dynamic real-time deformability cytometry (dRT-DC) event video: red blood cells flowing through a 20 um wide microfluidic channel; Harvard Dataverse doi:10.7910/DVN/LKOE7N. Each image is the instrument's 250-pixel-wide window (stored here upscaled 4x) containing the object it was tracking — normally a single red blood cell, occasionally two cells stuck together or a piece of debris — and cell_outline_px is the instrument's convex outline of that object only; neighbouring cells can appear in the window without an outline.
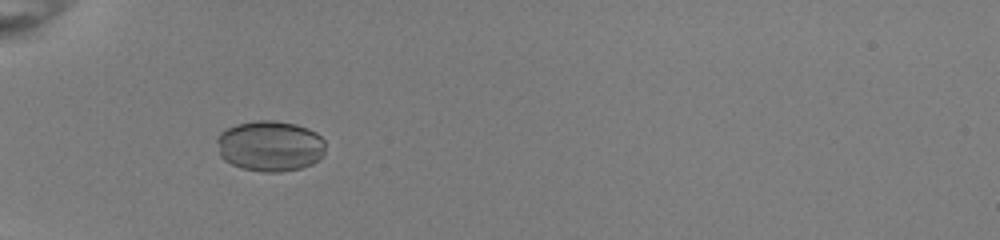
{"species": "common noctule bat (a hibernating species)", "species_latin": "Nyctalus noctula", "temperature_condition": "room temperature", "stored_images_in_passage": 34, "camera_frame_rate_fps": 3000, "um_per_image_px": 0.085, "animal": {"sex": "female", "body_mass_g": 22.0, "forearm_length_mm": 56.7}, "frame": {"image": 1, "passage_image": 1, "time_ms": 0.0, "image_size_px": [1000, 240], "cell_outline_px": [[324, 156], [320, 160], [312, 164], [300, 168], [280, 172], [260, 172], [244, 168], [232, 164], [224, 160], [220, 156], [216, 140], [220, 132], [236, 124], [260, 120], [272, 120], [296, 124], [308, 128], [316, 132], [324, 140]], "centroid_in_image_um": [22.97, 12.41], "position_along_channel_um": 62.0, "area_um2": 32.25}}
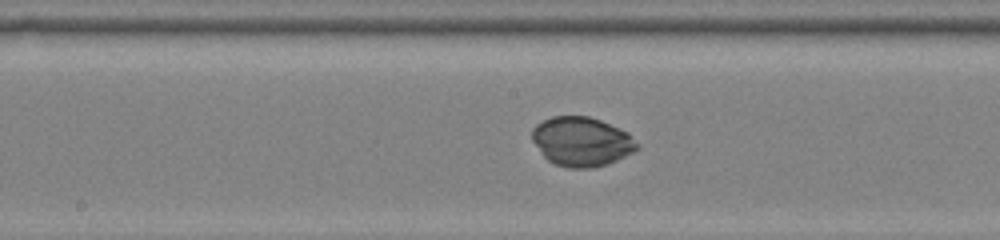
{"frame": {"image": 2, "passage_image": 12, "time_ms": 3.667, "image_size_px": [1000, 240], "cell_outline_px": [[640, 148], [608, 164], [592, 168], [568, 168], [556, 164], [548, 160], [544, 156], [532, 140], [532, 128], [536, 124], [552, 116], [588, 116], [600, 120], [628, 132], [640, 144]], "centroid_in_image_um": [49.45, 12.03], "position_along_channel_um": 198.7, "area_um2": 30.17}}
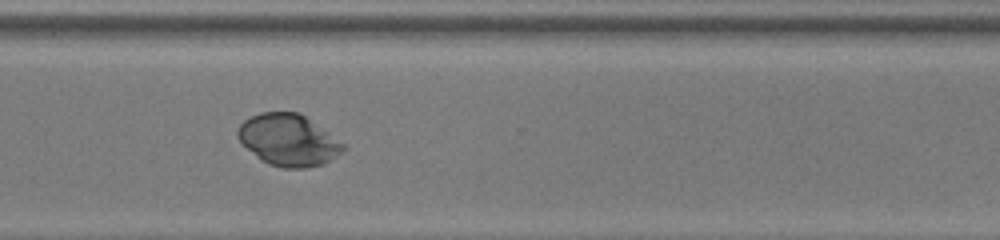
{"frame": {"image": 3, "passage_image": 23, "time_ms": 7.333, "image_size_px": [1000, 240], "cell_outline_px": [[348, 148], [344, 152], [324, 164], [308, 168], [284, 168], [268, 164], [260, 160], [236, 136], [236, 132], [240, 124], [244, 120], [260, 112], [300, 112], [344, 144]], "centroid_in_image_um": [24.54, 11.91], "position_along_channel_um": 346.1, "area_um2": 31.79}}